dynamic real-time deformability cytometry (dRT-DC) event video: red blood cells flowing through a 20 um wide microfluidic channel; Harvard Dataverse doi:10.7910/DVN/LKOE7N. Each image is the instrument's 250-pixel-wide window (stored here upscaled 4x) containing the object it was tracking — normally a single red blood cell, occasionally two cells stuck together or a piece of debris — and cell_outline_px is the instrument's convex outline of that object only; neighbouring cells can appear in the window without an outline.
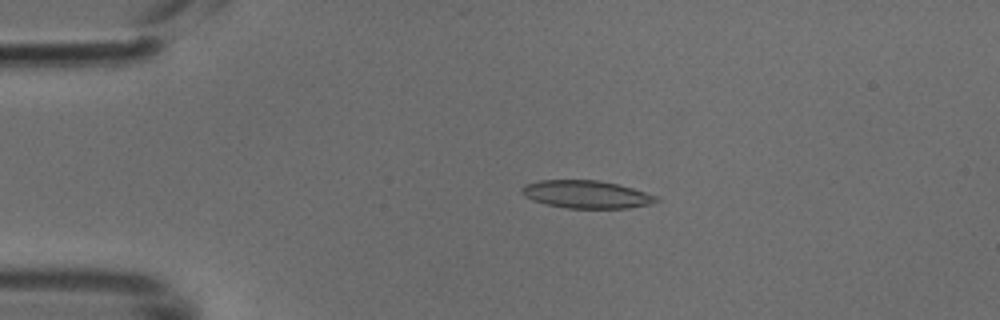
{"species": "common noctule bat (a hibernating species)", "species_latin": "Nyctalus noctula", "temperature_condition": "cold", "stored_images_in_passage": 42, "camera_frame_rate_fps": 3000, "um_per_image_px": 0.085, "animal": {"sex": "male", "body_mass_g": 18.8}, "frame": {"image": 1, "passage_image": 3, "time_ms": 0.667, "image_size_px": [1000, 320], "cell_outline_px": [[660, 200], [652, 204], [628, 208], [568, 208], [548, 204], [532, 200], [524, 196], [520, 188], [524, 184], [540, 180], [596, 180], [616, 184], [632, 188], [660, 196]], "centroid_in_image_um": [49.87, 16.52], "position_along_channel_um": 35.1, "area_um2": 21.79}}
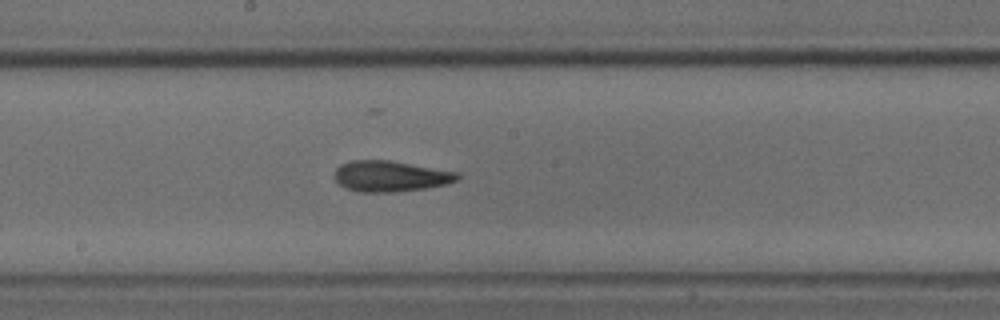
{"frame": {"image": 2, "passage_image": 19, "time_ms": 6.0, "image_size_px": [1000, 320], "cell_outline_px": [[460, 176], [456, 180], [448, 184], [424, 188], [396, 192], [360, 192], [348, 188], [340, 184], [332, 176], [336, 168], [340, 164], [352, 160], [392, 160], [460, 172]], "centroid_in_image_um": [33.2, 14.96], "position_along_channel_um": 215.0, "area_um2": 22.31}}
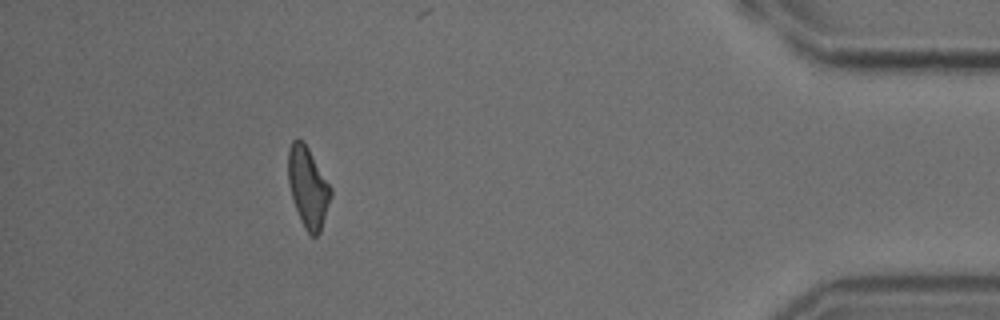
{"frame": {"image": 3, "passage_image": 37, "time_ms": 12.0, "image_size_px": [1000, 320], "cell_outline_px": [[332, 196], [320, 232], [316, 236], [312, 236], [304, 228], [300, 220], [288, 184], [288, 148], [292, 140], [296, 136], [304, 140], [332, 188]], "centroid_in_image_um": [26.18, 15.86], "position_along_channel_um": 409.0, "area_um2": 20.23}}